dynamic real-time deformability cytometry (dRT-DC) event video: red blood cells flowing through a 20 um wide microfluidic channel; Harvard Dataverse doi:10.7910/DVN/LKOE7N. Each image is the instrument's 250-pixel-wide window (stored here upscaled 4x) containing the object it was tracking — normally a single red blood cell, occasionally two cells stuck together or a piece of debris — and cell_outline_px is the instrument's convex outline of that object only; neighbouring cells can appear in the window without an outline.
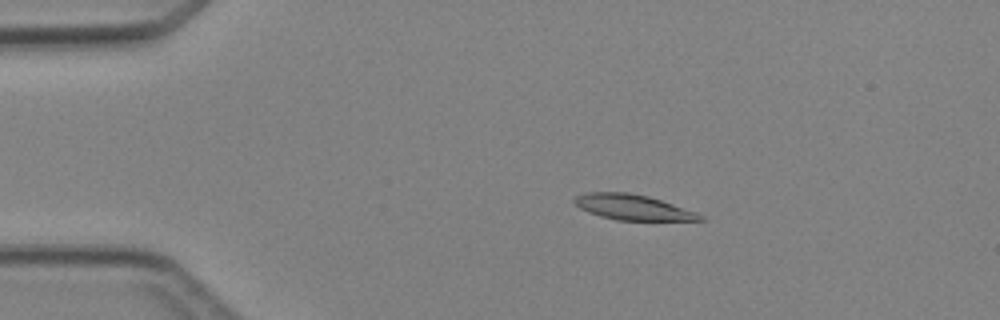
{"species": "Egyptian fruit bat (a non-hibernating species)", "species_latin": "Rousettus aegyptiacus", "temperature_condition": "cold", "stored_images_in_passage": 5, "camera_frame_rate_fps": 3000, "um_per_image_px": 0.085, "animal": {"sex": "female"}, "frame": {"image": 1, "passage_image": 2, "time_ms": 1.333, "image_size_px": [1000, 320], "cell_outline_px": [[708, 220], [616, 220], [600, 216], [588, 212], [580, 208], [572, 200], [576, 196], [588, 192], [628, 192], [648, 196], [696, 212], [704, 216]], "centroid_in_image_um": [53.77, 17.61], "position_along_channel_um": 31.2, "area_um2": 18.44}}
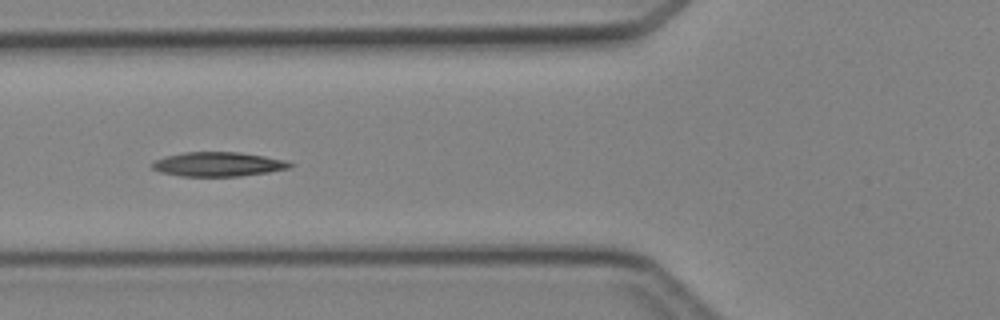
{"frame": {"image": 2, "passage_image": 4, "time_ms": 4.333, "image_size_px": [1000, 320], "cell_outline_px": [[296, 164], [292, 168], [268, 172], [240, 176], [180, 176], [160, 172], [152, 168], [148, 164], [164, 156], [184, 152], [240, 152], [288, 160]], "centroid_in_image_um": [18.57, 13.95], "position_along_channel_um": 107.2, "area_um2": 19.83}}
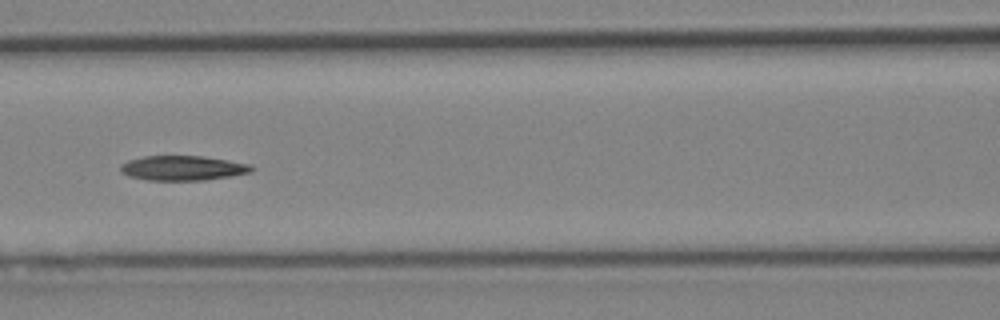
{"frame": {"image": 3, "passage_image": 5, "time_ms": 5.333, "image_size_px": [1000, 320], "cell_outline_px": [[256, 168], [252, 172], [232, 176], [204, 180], [148, 180], [128, 176], [120, 172], [120, 164], [128, 160], [144, 156], [200, 156], [228, 160], [252, 164]], "centroid_in_image_um": [15.56, 14.28], "position_along_channel_um": 151.0, "area_um2": 19.07}}